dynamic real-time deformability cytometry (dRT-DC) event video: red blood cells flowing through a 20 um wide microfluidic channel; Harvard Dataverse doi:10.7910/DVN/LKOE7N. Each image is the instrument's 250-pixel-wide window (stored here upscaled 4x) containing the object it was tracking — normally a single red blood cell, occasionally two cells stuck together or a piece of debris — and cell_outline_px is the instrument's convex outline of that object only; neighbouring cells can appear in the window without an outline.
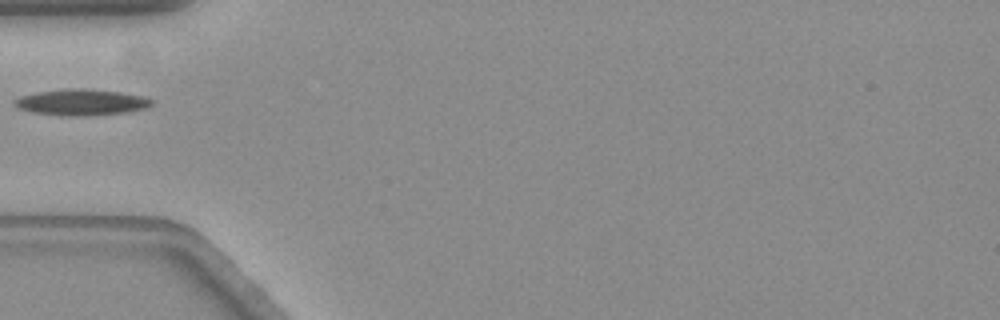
{"species": "common noctule bat (a hibernating species)", "species_latin": "Nyctalus noctula", "temperature_condition": "warm", "stored_images_in_passage": 3, "camera_frame_rate_fps": 3000, "um_per_image_px": 0.085, "animal": {"sex": "female", "body_mass_g": 19.3, "forearm_length_mm": 54.1}, "frame": {"image": 1, "passage_image": 1, "time_ms": 0.0, "image_size_px": [1000, 320], "cell_outline_px": [[152, 104], [148, 108], [128, 112], [80, 116], [68, 116], [32, 112], [20, 108], [12, 104], [12, 100], [20, 96], [36, 92], [64, 88], [84, 88], [120, 92], [144, 96], [152, 100]], "centroid_in_image_um": [6.9, 8.68], "position_along_channel_um": 78.1, "area_um2": 21.04}}